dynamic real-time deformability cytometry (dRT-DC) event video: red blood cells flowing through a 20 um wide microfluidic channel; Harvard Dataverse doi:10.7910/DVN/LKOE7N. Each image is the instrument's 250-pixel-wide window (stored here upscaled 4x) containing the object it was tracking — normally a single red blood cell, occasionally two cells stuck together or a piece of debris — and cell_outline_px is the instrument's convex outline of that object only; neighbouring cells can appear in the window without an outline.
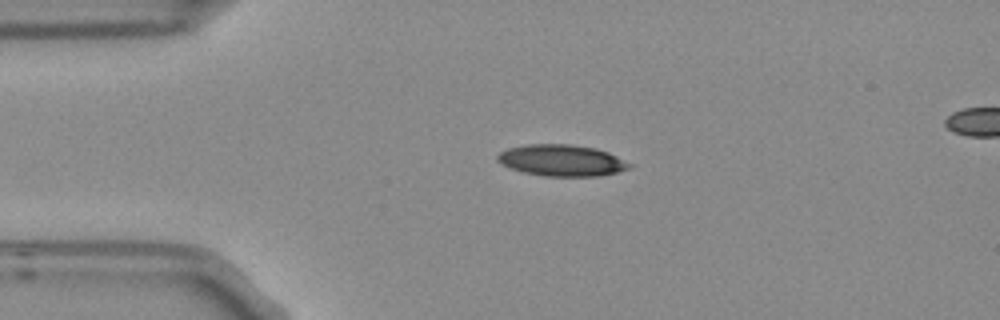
{"species": "Egyptian fruit bat (a non-hibernating species)", "species_latin": "Rousettus aegyptiacus", "temperature_condition": "room temperature", "stored_images_in_passage": 4, "segment_of_instrument_passage": [1, 2], "camera_frame_rate_fps": 3000, "um_per_image_px": 0.085, "frame": {"image": 1, "passage_image": 3, "time_ms": 0.667, "image_size_px": [1000, 320], "cell_outline_px": [[632, 168], [600, 176], [544, 176], [524, 172], [500, 164], [496, 160], [496, 156], [500, 152], [508, 148], [528, 144], [572, 144], [596, 148], [608, 152], [632, 164]], "centroid_in_image_um": [47.74, 13.63], "position_along_channel_um": 37.3, "area_um2": 24.22}}